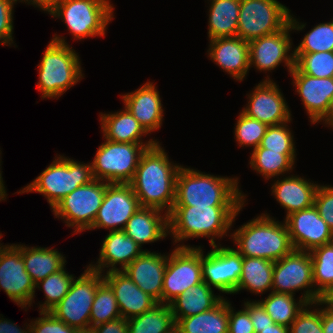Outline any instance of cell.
Here are the masks:
<instances>
[{"instance_id": "obj_1", "label": "cell", "mask_w": 333, "mask_h": 333, "mask_svg": "<svg viewBox=\"0 0 333 333\" xmlns=\"http://www.w3.org/2000/svg\"><path fill=\"white\" fill-rule=\"evenodd\" d=\"M168 156L159 142L147 148L129 183L141 207L156 208L167 215L175 203L176 177L181 168Z\"/></svg>"}, {"instance_id": "obj_2", "label": "cell", "mask_w": 333, "mask_h": 333, "mask_svg": "<svg viewBox=\"0 0 333 333\" xmlns=\"http://www.w3.org/2000/svg\"><path fill=\"white\" fill-rule=\"evenodd\" d=\"M245 204L247 203L242 206H173L168 214L169 235L174 238L173 244L176 247H191L184 242L192 238L207 237L211 246L216 245L217 239L224 238V235L231 236L228 233Z\"/></svg>"}, {"instance_id": "obj_3", "label": "cell", "mask_w": 333, "mask_h": 333, "mask_svg": "<svg viewBox=\"0 0 333 333\" xmlns=\"http://www.w3.org/2000/svg\"><path fill=\"white\" fill-rule=\"evenodd\" d=\"M238 179L182 165L176 177L174 206H242L247 198L239 188Z\"/></svg>"}, {"instance_id": "obj_4", "label": "cell", "mask_w": 333, "mask_h": 333, "mask_svg": "<svg viewBox=\"0 0 333 333\" xmlns=\"http://www.w3.org/2000/svg\"><path fill=\"white\" fill-rule=\"evenodd\" d=\"M230 235L235 249L243 257L275 262L294 250L285 222L276 221L268 213L254 217Z\"/></svg>"}, {"instance_id": "obj_5", "label": "cell", "mask_w": 333, "mask_h": 333, "mask_svg": "<svg viewBox=\"0 0 333 333\" xmlns=\"http://www.w3.org/2000/svg\"><path fill=\"white\" fill-rule=\"evenodd\" d=\"M38 67L37 90L41 99H59L68 89L84 78L79 54L65 37L53 35L45 48Z\"/></svg>"}, {"instance_id": "obj_6", "label": "cell", "mask_w": 333, "mask_h": 333, "mask_svg": "<svg viewBox=\"0 0 333 333\" xmlns=\"http://www.w3.org/2000/svg\"><path fill=\"white\" fill-rule=\"evenodd\" d=\"M56 154L53 162L31 183L16 193L37 192L47 199L51 210L76 188L90 183L94 178L91 163H83Z\"/></svg>"}, {"instance_id": "obj_7", "label": "cell", "mask_w": 333, "mask_h": 333, "mask_svg": "<svg viewBox=\"0 0 333 333\" xmlns=\"http://www.w3.org/2000/svg\"><path fill=\"white\" fill-rule=\"evenodd\" d=\"M111 0H58L48 12L65 23L75 40L106 36L114 18Z\"/></svg>"}, {"instance_id": "obj_8", "label": "cell", "mask_w": 333, "mask_h": 333, "mask_svg": "<svg viewBox=\"0 0 333 333\" xmlns=\"http://www.w3.org/2000/svg\"><path fill=\"white\" fill-rule=\"evenodd\" d=\"M154 145L114 142L104 138L91 161L93 178L107 183L129 184L142 154Z\"/></svg>"}, {"instance_id": "obj_9", "label": "cell", "mask_w": 333, "mask_h": 333, "mask_svg": "<svg viewBox=\"0 0 333 333\" xmlns=\"http://www.w3.org/2000/svg\"><path fill=\"white\" fill-rule=\"evenodd\" d=\"M293 16L290 14L289 23L282 30L249 41L250 69L254 66L256 70L267 73L284 63L290 74L295 67L293 40L290 34L293 30L302 31L306 26V23Z\"/></svg>"}, {"instance_id": "obj_10", "label": "cell", "mask_w": 333, "mask_h": 333, "mask_svg": "<svg viewBox=\"0 0 333 333\" xmlns=\"http://www.w3.org/2000/svg\"><path fill=\"white\" fill-rule=\"evenodd\" d=\"M108 184L93 179L90 183L76 188L52 209L54 217L62 219L66 227L73 228V234L89 230L102 205Z\"/></svg>"}, {"instance_id": "obj_11", "label": "cell", "mask_w": 333, "mask_h": 333, "mask_svg": "<svg viewBox=\"0 0 333 333\" xmlns=\"http://www.w3.org/2000/svg\"><path fill=\"white\" fill-rule=\"evenodd\" d=\"M104 275L88 266L74 278L68 293L49 312L57 319L74 328L90 327V313L98 286Z\"/></svg>"}, {"instance_id": "obj_12", "label": "cell", "mask_w": 333, "mask_h": 333, "mask_svg": "<svg viewBox=\"0 0 333 333\" xmlns=\"http://www.w3.org/2000/svg\"><path fill=\"white\" fill-rule=\"evenodd\" d=\"M290 12L278 0H241L236 36L249 42L278 32L289 23Z\"/></svg>"}, {"instance_id": "obj_13", "label": "cell", "mask_w": 333, "mask_h": 333, "mask_svg": "<svg viewBox=\"0 0 333 333\" xmlns=\"http://www.w3.org/2000/svg\"><path fill=\"white\" fill-rule=\"evenodd\" d=\"M313 283V264L310 252L293 250L274 262L272 292L290 294L302 291L301 299L307 304L323 301Z\"/></svg>"}, {"instance_id": "obj_14", "label": "cell", "mask_w": 333, "mask_h": 333, "mask_svg": "<svg viewBox=\"0 0 333 333\" xmlns=\"http://www.w3.org/2000/svg\"><path fill=\"white\" fill-rule=\"evenodd\" d=\"M202 281L201 246L175 247L167 254L162 303L169 304L184 291Z\"/></svg>"}, {"instance_id": "obj_15", "label": "cell", "mask_w": 333, "mask_h": 333, "mask_svg": "<svg viewBox=\"0 0 333 333\" xmlns=\"http://www.w3.org/2000/svg\"><path fill=\"white\" fill-rule=\"evenodd\" d=\"M0 289L25 311L35 303V283L26 271L22 244L0 243Z\"/></svg>"}, {"instance_id": "obj_16", "label": "cell", "mask_w": 333, "mask_h": 333, "mask_svg": "<svg viewBox=\"0 0 333 333\" xmlns=\"http://www.w3.org/2000/svg\"><path fill=\"white\" fill-rule=\"evenodd\" d=\"M201 247L203 281L220 293L234 294L242 272V255L233 247L220 243L205 255Z\"/></svg>"}, {"instance_id": "obj_17", "label": "cell", "mask_w": 333, "mask_h": 333, "mask_svg": "<svg viewBox=\"0 0 333 333\" xmlns=\"http://www.w3.org/2000/svg\"><path fill=\"white\" fill-rule=\"evenodd\" d=\"M247 106L241 111L268 126L281 125L292 120L291 110L279 89V85L270 78L263 79L254 89L246 94Z\"/></svg>"}, {"instance_id": "obj_18", "label": "cell", "mask_w": 333, "mask_h": 333, "mask_svg": "<svg viewBox=\"0 0 333 333\" xmlns=\"http://www.w3.org/2000/svg\"><path fill=\"white\" fill-rule=\"evenodd\" d=\"M130 184L109 183L92 227L89 230H123L127 221L140 208Z\"/></svg>"}, {"instance_id": "obj_19", "label": "cell", "mask_w": 333, "mask_h": 333, "mask_svg": "<svg viewBox=\"0 0 333 333\" xmlns=\"http://www.w3.org/2000/svg\"><path fill=\"white\" fill-rule=\"evenodd\" d=\"M284 222L294 250L311 252L321 245L333 242V231L314 205L285 216Z\"/></svg>"}, {"instance_id": "obj_20", "label": "cell", "mask_w": 333, "mask_h": 333, "mask_svg": "<svg viewBox=\"0 0 333 333\" xmlns=\"http://www.w3.org/2000/svg\"><path fill=\"white\" fill-rule=\"evenodd\" d=\"M290 76L295 93L301 98L311 124H318L327 116L333 96V77L315 78L301 73L294 67Z\"/></svg>"}, {"instance_id": "obj_21", "label": "cell", "mask_w": 333, "mask_h": 333, "mask_svg": "<svg viewBox=\"0 0 333 333\" xmlns=\"http://www.w3.org/2000/svg\"><path fill=\"white\" fill-rule=\"evenodd\" d=\"M121 98L124 107L148 134L161 128L164 120V108L154 82L147 81L140 88L125 93Z\"/></svg>"}, {"instance_id": "obj_22", "label": "cell", "mask_w": 333, "mask_h": 333, "mask_svg": "<svg viewBox=\"0 0 333 333\" xmlns=\"http://www.w3.org/2000/svg\"><path fill=\"white\" fill-rule=\"evenodd\" d=\"M145 250L123 230L109 231L102 241L97 262H91L88 267L103 274L109 271H123ZM118 265L120 267H117Z\"/></svg>"}, {"instance_id": "obj_23", "label": "cell", "mask_w": 333, "mask_h": 333, "mask_svg": "<svg viewBox=\"0 0 333 333\" xmlns=\"http://www.w3.org/2000/svg\"><path fill=\"white\" fill-rule=\"evenodd\" d=\"M208 48L210 60L236 81H244L250 70L248 41L237 36L216 38L209 40Z\"/></svg>"}, {"instance_id": "obj_24", "label": "cell", "mask_w": 333, "mask_h": 333, "mask_svg": "<svg viewBox=\"0 0 333 333\" xmlns=\"http://www.w3.org/2000/svg\"><path fill=\"white\" fill-rule=\"evenodd\" d=\"M167 266V253L145 250L123 272L144 292L162 303L163 277Z\"/></svg>"}, {"instance_id": "obj_25", "label": "cell", "mask_w": 333, "mask_h": 333, "mask_svg": "<svg viewBox=\"0 0 333 333\" xmlns=\"http://www.w3.org/2000/svg\"><path fill=\"white\" fill-rule=\"evenodd\" d=\"M104 281L114 292L120 315L129 319L151 310L158 302L144 293L123 271L104 273Z\"/></svg>"}, {"instance_id": "obj_26", "label": "cell", "mask_w": 333, "mask_h": 333, "mask_svg": "<svg viewBox=\"0 0 333 333\" xmlns=\"http://www.w3.org/2000/svg\"><path fill=\"white\" fill-rule=\"evenodd\" d=\"M320 184L299 175L276 177L271 187L276 201L285 209L286 216L314 205L315 193Z\"/></svg>"}, {"instance_id": "obj_27", "label": "cell", "mask_w": 333, "mask_h": 333, "mask_svg": "<svg viewBox=\"0 0 333 333\" xmlns=\"http://www.w3.org/2000/svg\"><path fill=\"white\" fill-rule=\"evenodd\" d=\"M123 231L140 247L163 240L169 235L168 215L156 208L140 207L127 221Z\"/></svg>"}, {"instance_id": "obj_28", "label": "cell", "mask_w": 333, "mask_h": 333, "mask_svg": "<svg viewBox=\"0 0 333 333\" xmlns=\"http://www.w3.org/2000/svg\"><path fill=\"white\" fill-rule=\"evenodd\" d=\"M123 108L117 112L99 114L103 138L114 142L133 144H156L159 142L158 139L142 140L148 133L133 115L125 107Z\"/></svg>"}, {"instance_id": "obj_29", "label": "cell", "mask_w": 333, "mask_h": 333, "mask_svg": "<svg viewBox=\"0 0 333 333\" xmlns=\"http://www.w3.org/2000/svg\"><path fill=\"white\" fill-rule=\"evenodd\" d=\"M224 297L215 295L214 290L204 281L184 291L169 303L175 323L181 319L215 307Z\"/></svg>"}, {"instance_id": "obj_30", "label": "cell", "mask_w": 333, "mask_h": 333, "mask_svg": "<svg viewBox=\"0 0 333 333\" xmlns=\"http://www.w3.org/2000/svg\"><path fill=\"white\" fill-rule=\"evenodd\" d=\"M22 257L26 271L38 283L66 265V257L58 249L50 247L25 246L22 243Z\"/></svg>"}, {"instance_id": "obj_31", "label": "cell", "mask_w": 333, "mask_h": 333, "mask_svg": "<svg viewBox=\"0 0 333 333\" xmlns=\"http://www.w3.org/2000/svg\"><path fill=\"white\" fill-rule=\"evenodd\" d=\"M208 38L236 37L241 0H209Z\"/></svg>"}, {"instance_id": "obj_32", "label": "cell", "mask_w": 333, "mask_h": 333, "mask_svg": "<svg viewBox=\"0 0 333 333\" xmlns=\"http://www.w3.org/2000/svg\"><path fill=\"white\" fill-rule=\"evenodd\" d=\"M273 270L274 262L271 260L242 256V272L234 294L242 290L256 295L270 292L273 285Z\"/></svg>"}, {"instance_id": "obj_33", "label": "cell", "mask_w": 333, "mask_h": 333, "mask_svg": "<svg viewBox=\"0 0 333 333\" xmlns=\"http://www.w3.org/2000/svg\"><path fill=\"white\" fill-rule=\"evenodd\" d=\"M229 300L223 298L215 307L176 322L180 333H228Z\"/></svg>"}, {"instance_id": "obj_34", "label": "cell", "mask_w": 333, "mask_h": 333, "mask_svg": "<svg viewBox=\"0 0 333 333\" xmlns=\"http://www.w3.org/2000/svg\"><path fill=\"white\" fill-rule=\"evenodd\" d=\"M297 154H281L269 149L257 147L252 150L249 165L266 180L274 179L294 169ZM290 171V173H289Z\"/></svg>"}, {"instance_id": "obj_35", "label": "cell", "mask_w": 333, "mask_h": 333, "mask_svg": "<svg viewBox=\"0 0 333 333\" xmlns=\"http://www.w3.org/2000/svg\"><path fill=\"white\" fill-rule=\"evenodd\" d=\"M310 255L315 291L323 300H329L333 296V242L313 249Z\"/></svg>"}, {"instance_id": "obj_36", "label": "cell", "mask_w": 333, "mask_h": 333, "mask_svg": "<svg viewBox=\"0 0 333 333\" xmlns=\"http://www.w3.org/2000/svg\"><path fill=\"white\" fill-rule=\"evenodd\" d=\"M127 324L128 333H166L176 325L171 307L165 303L127 319Z\"/></svg>"}, {"instance_id": "obj_37", "label": "cell", "mask_w": 333, "mask_h": 333, "mask_svg": "<svg viewBox=\"0 0 333 333\" xmlns=\"http://www.w3.org/2000/svg\"><path fill=\"white\" fill-rule=\"evenodd\" d=\"M294 297L290 294L271 291L266 298L257 301L276 324L290 327L299 312L307 304L301 297H299V300Z\"/></svg>"}, {"instance_id": "obj_38", "label": "cell", "mask_w": 333, "mask_h": 333, "mask_svg": "<svg viewBox=\"0 0 333 333\" xmlns=\"http://www.w3.org/2000/svg\"><path fill=\"white\" fill-rule=\"evenodd\" d=\"M76 276L69 274L64 266L58 272L50 274L42 281L35 284V289L44 291L45 301L39 303V312H49L68 293L71 284Z\"/></svg>"}, {"instance_id": "obj_39", "label": "cell", "mask_w": 333, "mask_h": 333, "mask_svg": "<svg viewBox=\"0 0 333 333\" xmlns=\"http://www.w3.org/2000/svg\"><path fill=\"white\" fill-rule=\"evenodd\" d=\"M121 317L118 303L111 287L103 281L97 288L90 313V327Z\"/></svg>"}, {"instance_id": "obj_40", "label": "cell", "mask_w": 333, "mask_h": 333, "mask_svg": "<svg viewBox=\"0 0 333 333\" xmlns=\"http://www.w3.org/2000/svg\"><path fill=\"white\" fill-rule=\"evenodd\" d=\"M295 67L315 78L333 77V51L294 53Z\"/></svg>"}, {"instance_id": "obj_41", "label": "cell", "mask_w": 333, "mask_h": 333, "mask_svg": "<svg viewBox=\"0 0 333 333\" xmlns=\"http://www.w3.org/2000/svg\"><path fill=\"white\" fill-rule=\"evenodd\" d=\"M293 49L294 53L333 51V19L314 26Z\"/></svg>"}, {"instance_id": "obj_42", "label": "cell", "mask_w": 333, "mask_h": 333, "mask_svg": "<svg viewBox=\"0 0 333 333\" xmlns=\"http://www.w3.org/2000/svg\"><path fill=\"white\" fill-rule=\"evenodd\" d=\"M269 126L245 115L242 111L237 117L234 127L235 140L240 147H259Z\"/></svg>"}, {"instance_id": "obj_43", "label": "cell", "mask_w": 333, "mask_h": 333, "mask_svg": "<svg viewBox=\"0 0 333 333\" xmlns=\"http://www.w3.org/2000/svg\"><path fill=\"white\" fill-rule=\"evenodd\" d=\"M290 122L292 120L281 125L269 126L259 146L281 154H296L294 135L288 125Z\"/></svg>"}, {"instance_id": "obj_44", "label": "cell", "mask_w": 333, "mask_h": 333, "mask_svg": "<svg viewBox=\"0 0 333 333\" xmlns=\"http://www.w3.org/2000/svg\"><path fill=\"white\" fill-rule=\"evenodd\" d=\"M289 333H323L321 301L306 304L290 325Z\"/></svg>"}, {"instance_id": "obj_45", "label": "cell", "mask_w": 333, "mask_h": 333, "mask_svg": "<svg viewBox=\"0 0 333 333\" xmlns=\"http://www.w3.org/2000/svg\"><path fill=\"white\" fill-rule=\"evenodd\" d=\"M41 317L30 321V333H72L74 327L55 318L50 312H40Z\"/></svg>"}, {"instance_id": "obj_46", "label": "cell", "mask_w": 333, "mask_h": 333, "mask_svg": "<svg viewBox=\"0 0 333 333\" xmlns=\"http://www.w3.org/2000/svg\"><path fill=\"white\" fill-rule=\"evenodd\" d=\"M14 0H0V44L5 46L14 45L13 37V14Z\"/></svg>"}, {"instance_id": "obj_47", "label": "cell", "mask_w": 333, "mask_h": 333, "mask_svg": "<svg viewBox=\"0 0 333 333\" xmlns=\"http://www.w3.org/2000/svg\"><path fill=\"white\" fill-rule=\"evenodd\" d=\"M314 206L319 215L333 231V186L323 183L319 185L314 198Z\"/></svg>"}, {"instance_id": "obj_48", "label": "cell", "mask_w": 333, "mask_h": 333, "mask_svg": "<svg viewBox=\"0 0 333 333\" xmlns=\"http://www.w3.org/2000/svg\"><path fill=\"white\" fill-rule=\"evenodd\" d=\"M229 301L228 333H255L249 312L243 309L236 311Z\"/></svg>"}, {"instance_id": "obj_49", "label": "cell", "mask_w": 333, "mask_h": 333, "mask_svg": "<svg viewBox=\"0 0 333 333\" xmlns=\"http://www.w3.org/2000/svg\"><path fill=\"white\" fill-rule=\"evenodd\" d=\"M243 304V307L249 312L255 333H259V329H265L275 324L258 301L246 300Z\"/></svg>"}, {"instance_id": "obj_50", "label": "cell", "mask_w": 333, "mask_h": 333, "mask_svg": "<svg viewBox=\"0 0 333 333\" xmlns=\"http://www.w3.org/2000/svg\"><path fill=\"white\" fill-rule=\"evenodd\" d=\"M92 333H128L127 319L119 317L91 328Z\"/></svg>"}, {"instance_id": "obj_51", "label": "cell", "mask_w": 333, "mask_h": 333, "mask_svg": "<svg viewBox=\"0 0 333 333\" xmlns=\"http://www.w3.org/2000/svg\"><path fill=\"white\" fill-rule=\"evenodd\" d=\"M321 322L323 333H333V304L329 300L321 301Z\"/></svg>"}, {"instance_id": "obj_52", "label": "cell", "mask_w": 333, "mask_h": 333, "mask_svg": "<svg viewBox=\"0 0 333 333\" xmlns=\"http://www.w3.org/2000/svg\"><path fill=\"white\" fill-rule=\"evenodd\" d=\"M24 329H21L16 323H13L3 316H0V333H30V323L27 324Z\"/></svg>"}, {"instance_id": "obj_53", "label": "cell", "mask_w": 333, "mask_h": 333, "mask_svg": "<svg viewBox=\"0 0 333 333\" xmlns=\"http://www.w3.org/2000/svg\"><path fill=\"white\" fill-rule=\"evenodd\" d=\"M57 1L58 0H14V3L25 2V4L27 3L28 5L38 7L40 10L47 13L53 8Z\"/></svg>"}, {"instance_id": "obj_54", "label": "cell", "mask_w": 333, "mask_h": 333, "mask_svg": "<svg viewBox=\"0 0 333 333\" xmlns=\"http://www.w3.org/2000/svg\"><path fill=\"white\" fill-rule=\"evenodd\" d=\"M259 333H289V327L275 323L265 329H259Z\"/></svg>"}, {"instance_id": "obj_55", "label": "cell", "mask_w": 333, "mask_h": 333, "mask_svg": "<svg viewBox=\"0 0 333 333\" xmlns=\"http://www.w3.org/2000/svg\"><path fill=\"white\" fill-rule=\"evenodd\" d=\"M321 122H323L326 127H332L333 129V96L330 101L327 116Z\"/></svg>"}, {"instance_id": "obj_56", "label": "cell", "mask_w": 333, "mask_h": 333, "mask_svg": "<svg viewBox=\"0 0 333 333\" xmlns=\"http://www.w3.org/2000/svg\"><path fill=\"white\" fill-rule=\"evenodd\" d=\"M1 150H0V201H5L6 200V197H7V191H6V188H5V184H4V181H3V178H2V167H1V163H2V161H1Z\"/></svg>"}, {"instance_id": "obj_57", "label": "cell", "mask_w": 333, "mask_h": 333, "mask_svg": "<svg viewBox=\"0 0 333 333\" xmlns=\"http://www.w3.org/2000/svg\"><path fill=\"white\" fill-rule=\"evenodd\" d=\"M72 333H92L91 327L74 328Z\"/></svg>"}, {"instance_id": "obj_58", "label": "cell", "mask_w": 333, "mask_h": 333, "mask_svg": "<svg viewBox=\"0 0 333 333\" xmlns=\"http://www.w3.org/2000/svg\"><path fill=\"white\" fill-rule=\"evenodd\" d=\"M166 333H180L179 328L175 325L173 328H171L169 331Z\"/></svg>"}, {"instance_id": "obj_59", "label": "cell", "mask_w": 333, "mask_h": 333, "mask_svg": "<svg viewBox=\"0 0 333 333\" xmlns=\"http://www.w3.org/2000/svg\"><path fill=\"white\" fill-rule=\"evenodd\" d=\"M329 301L333 304V296L329 299Z\"/></svg>"}]
</instances>
